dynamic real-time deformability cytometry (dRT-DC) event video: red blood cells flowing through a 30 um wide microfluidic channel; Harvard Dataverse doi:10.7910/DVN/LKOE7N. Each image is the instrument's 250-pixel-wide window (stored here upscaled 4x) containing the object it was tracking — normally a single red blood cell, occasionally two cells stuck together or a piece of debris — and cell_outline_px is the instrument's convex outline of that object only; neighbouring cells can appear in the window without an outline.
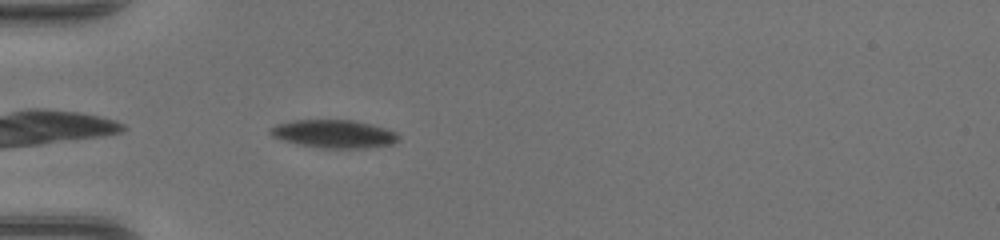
{"species": "common noctule bat (a hibernating species)", "species_latin": "Nyctalus noctula", "temperature_condition": "warm", "stored_images_in_passage": 36, "camera_frame_rate_fps": 3000, "um_per_image_px": 0.085, "animal": {"sex": "female", "body_mass_g": 17.0, "forearm_length_mm": 48.0}, "frame": {"image": 1, "passage_image": 2, "time_ms": 0.333, "image_size_px": [1000, 240], "cell_outline_px": [[400, 140], [392, 144], [368, 148], [324, 148], [296, 144], [272, 136], [268, 132], [268, 128], [276, 124], [292, 120], [352, 120], [372, 124], [396, 132], [400, 136]], "centroid_in_image_um": [28.38, 11.38], "position_along_channel_um": 56.6, "area_um2": 21.15}}
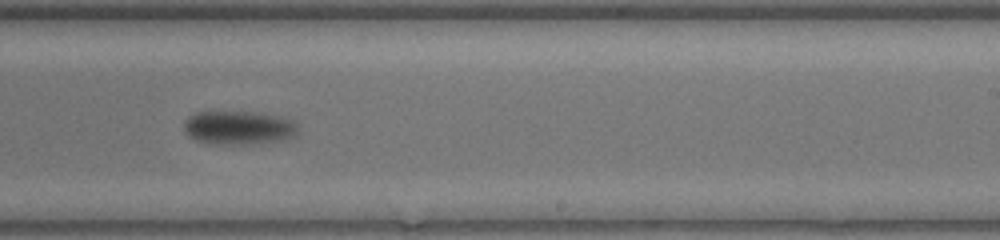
{"frame": {"image": 2, "passage_image": 18, "time_ms": 5.667, "image_size_px": [1000, 240], "cell_outline_px": [[300, 132], [296, 136], [288, 140], [260, 144], [212, 144], [196, 140], [188, 136], [184, 132], [184, 120], [188, 116], [196, 112], [252, 112], [280, 116], [292, 120], [296, 124]], "centroid_in_image_um": [20.33, 10.88], "position_along_channel_um": 268.7, "area_um2": 22.95}}
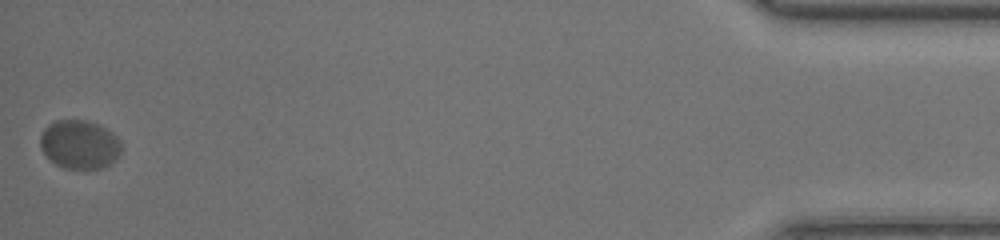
{"frame": {"image": 3, "passage_image": 36, "time_ms": 11.667, "image_size_px": [1000, 240], "cell_outline_px": [[120, 156], [108, 164], [100, 168], [64, 168], [56, 164], [40, 148], [40, 136], [44, 128], [48, 124], [56, 120], [88, 120], [112, 132], [120, 140]], "centroid_in_image_um": [6.75, 12.26], "position_along_channel_um": 428.5, "area_um2": 22.83}}